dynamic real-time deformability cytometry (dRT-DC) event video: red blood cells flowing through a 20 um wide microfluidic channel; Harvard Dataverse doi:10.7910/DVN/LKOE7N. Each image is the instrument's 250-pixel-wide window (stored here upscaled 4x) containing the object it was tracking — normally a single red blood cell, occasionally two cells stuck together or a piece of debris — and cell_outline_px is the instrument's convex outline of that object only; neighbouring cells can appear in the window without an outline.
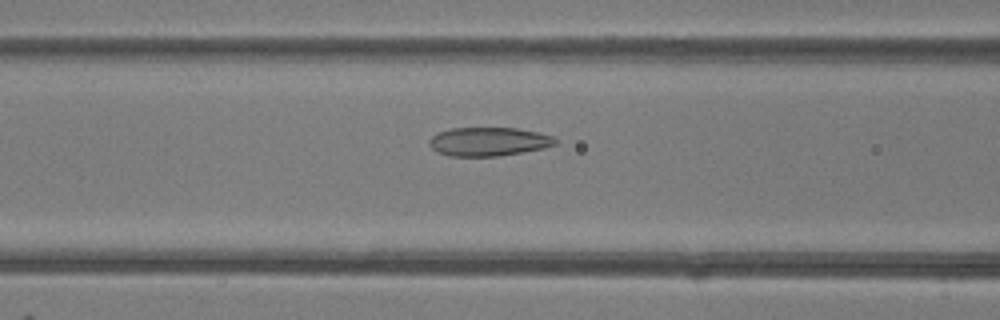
{"species": "common noctule bat (a hibernating species)", "species_latin": "Nyctalus noctula", "temperature_condition": "room temperature", "stored_images_in_passage": 49, "camera_frame_rate_fps": 3000, "um_per_image_px": 0.085, "animal": {"sex": "female"}, "frame": {"image": 1, "passage_image": 20, "time_ms": 6.333, "image_size_px": [1000, 320], "cell_outline_px": [[556, 144], [544, 148], [500, 156], [448, 156], [432, 148], [428, 144], [428, 140], [436, 132], [452, 128], [516, 128], [540, 132], [552, 136], [556, 140]], "centroid_in_image_um": [41.52, 12.03], "position_along_channel_um": 125.1, "area_um2": 21.15}}
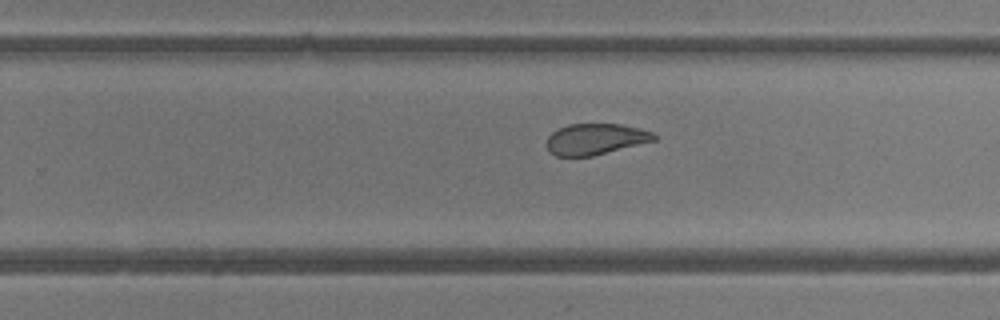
{"frame": {"image": 2, "passage_image": 31, "time_ms": 10.0, "image_size_px": [1000, 320], "cell_outline_px": [[656, 140], [592, 156], [556, 156], [548, 152], [548, 136], [552, 132], [568, 124], [620, 124], [640, 128], [652, 132], [656, 136]], "centroid_in_image_um": [50.61, 11.82], "position_along_channel_um": 279.2, "area_um2": 19.31}}
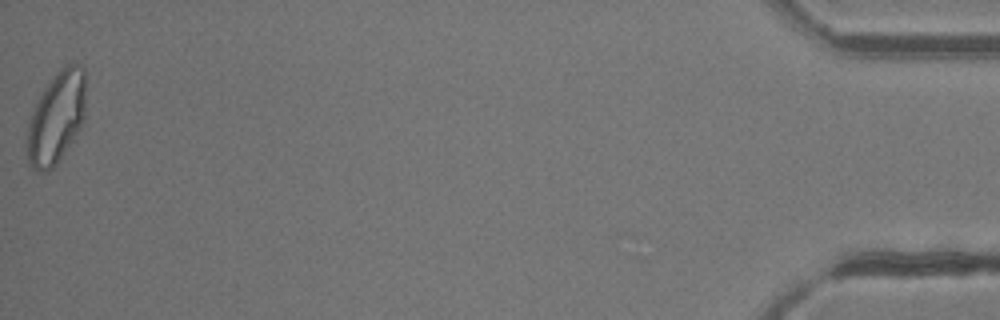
{"frame": {"image": 3, "passage_image": 49, "time_ms": 16.0, "image_size_px": [1000, 320], "cell_outline_px": [[84, 120], [72, 140], [56, 164], [48, 172], [36, 172], [28, 164], [24, 144], [24, 132], [28, 120], [44, 88], [56, 72], [60, 68], [72, 60], [84, 68]], "centroid_in_image_um": [4.72, 10.03], "position_along_channel_um": 430.5, "area_um2": 31.91}, "authors_computed_cell_mechanics": {"area_um2": 24.1026, "velocity_mm_per_s": 4.211, "shape_relaxation_time_tau1_ms": 10.6341, "shape_relaxation_time_tau2_ms": 1.3557, "deformation_change_tau1": 0.2306, "deformation_change_tau2": 0.0728}}